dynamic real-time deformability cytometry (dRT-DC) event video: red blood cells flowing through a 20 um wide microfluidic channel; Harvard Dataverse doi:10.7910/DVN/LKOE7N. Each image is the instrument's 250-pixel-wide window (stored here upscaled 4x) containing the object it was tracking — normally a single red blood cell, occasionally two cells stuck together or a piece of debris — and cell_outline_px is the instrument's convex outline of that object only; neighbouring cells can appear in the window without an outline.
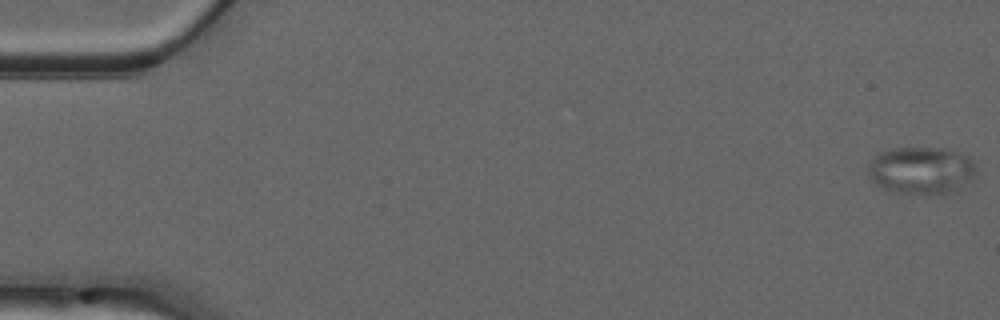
{"species": "common noctule bat (a hibernating species)", "species_latin": "Nyctalus noctula", "temperature_condition": "warm", "stored_images_in_passage": 51, "camera_frame_rate_fps": 3000, "um_per_image_px": 0.085, "animal": {"sex": "male", "forearm_length_mm": 52.5}, "frame": {"image": 1, "passage_image": 1, "time_ms": 0.0, "image_size_px": [1000, 320], "cell_outline_px": [[976, 172], [972, 180], [952, 192], [924, 196], [900, 192], [884, 188], [876, 184], [868, 176], [868, 168], [872, 160], [880, 152], [896, 148], [940, 148], [956, 152], [968, 156], [976, 164]], "centroid_in_image_um": [78.34, 14.5], "position_along_channel_um": 6.7, "area_um2": 29.88}}
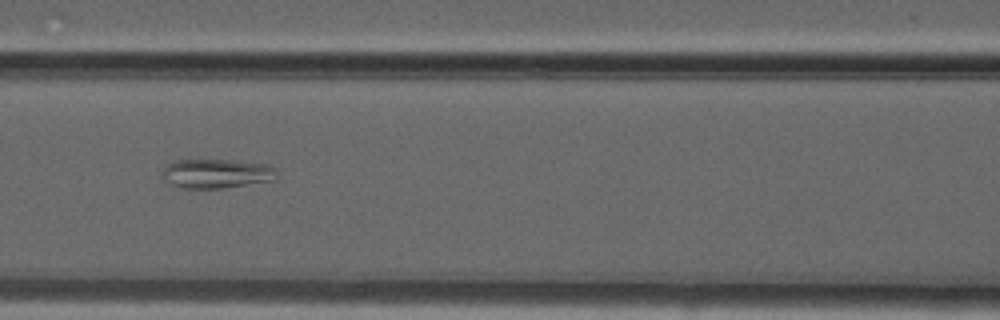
{"frame": {"image": 2, "passage_image": 23, "time_ms": 7.333, "image_size_px": [1000, 320], "cell_outline_px": [[276, 176], [272, 180], [224, 188], [184, 188], [172, 184], [164, 180], [164, 168], [168, 164], [176, 160], [232, 160], [268, 164], [276, 168]], "centroid_in_image_um": [18.43, 14.74], "position_along_channel_um": 148.2, "area_um2": 19.31}}
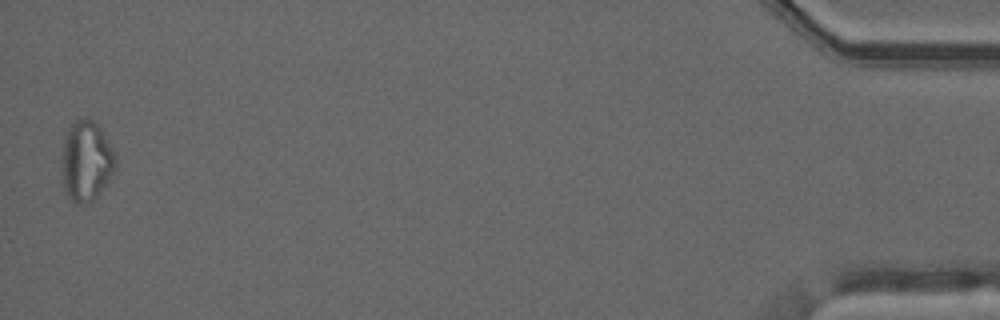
{"frame": {"image": 3, "passage_image": 51, "time_ms": 16.667, "image_size_px": [1000, 320], "cell_outline_px": [[116, 168], [108, 180], [96, 196], [88, 204], [76, 204], [64, 192], [64, 140], [72, 124], [76, 120], [84, 116], [100, 124], [112, 148], [116, 160]], "centroid_in_image_um": [7.38, 13.66], "position_along_channel_um": 427.8, "area_um2": 24.68}}